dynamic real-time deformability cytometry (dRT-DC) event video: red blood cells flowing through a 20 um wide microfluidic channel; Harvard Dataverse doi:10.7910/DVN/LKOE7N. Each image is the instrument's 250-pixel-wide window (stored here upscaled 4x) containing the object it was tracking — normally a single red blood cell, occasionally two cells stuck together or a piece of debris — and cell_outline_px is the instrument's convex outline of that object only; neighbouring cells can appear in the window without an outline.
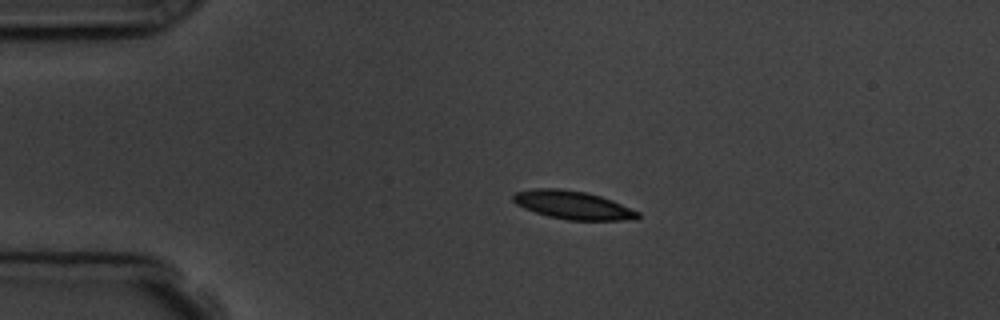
{"species": "common noctule bat (a hibernating species)", "species_latin": "Nyctalus noctula", "temperature_condition": "room temperature", "stored_images_in_passage": 3, "camera_frame_rate_fps": 3000, "um_per_image_px": 0.085, "animal": {"sex": "male", "body_mass_g": 19.5, "forearm_length_mm": 54.6}, "frame": {"image": 1, "passage_image": 2, "time_ms": 1.333, "image_size_px": [1000, 320], "cell_outline_px": [[640, 216], [636, 220], [568, 220], [548, 216], [524, 208], [516, 204], [512, 200], [512, 196], [516, 192], [536, 188], [560, 188], [588, 192], [612, 200], [640, 212]], "centroid_in_image_um": [48.71, 17.43], "position_along_channel_um": 36.3, "area_um2": 20.63}}